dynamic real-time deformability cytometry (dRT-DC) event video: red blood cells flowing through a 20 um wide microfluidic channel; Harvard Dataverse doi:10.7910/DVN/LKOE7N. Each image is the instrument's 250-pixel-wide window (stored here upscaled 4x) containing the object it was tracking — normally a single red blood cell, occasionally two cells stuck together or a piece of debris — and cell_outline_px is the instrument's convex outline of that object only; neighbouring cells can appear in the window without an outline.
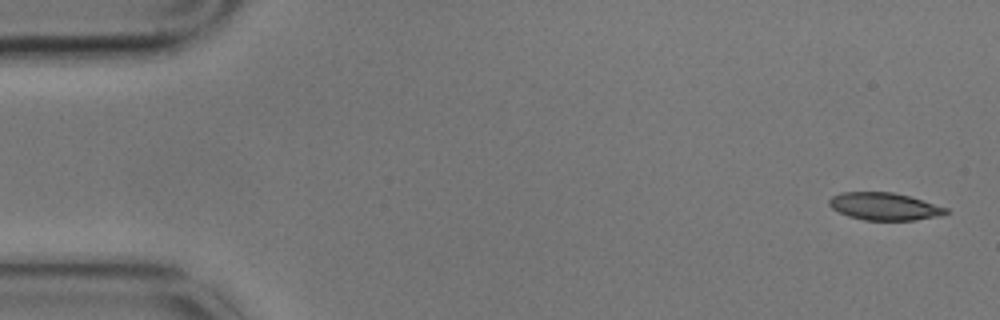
{"species": "common noctule bat (a hibernating species)", "species_latin": "Nyctalus noctula", "temperature_condition": "cold", "stored_images_in_passage": 5, "camera_frame_rate_fps": 3000, "um_per_image_px": 0.085, "animal": {"sex": "male", "body_mass_g": 17.9}, "frame": {"image": 1, "passage_image": 1, "time_ms": 0.0, "image_size_px": [1000, 320], "cell_outline_px": [[948, 212], [940, 216], [912, 220], [864, 220], [848, 216], [832, 208], [828, 204], [828, 200], [832, 196], [840, 192], [892, 192], [908, 196], [948, 208]], "centroid_in_image_um": [75.14, 17.54], "position_along_channel_um": 9.9, "area_um2": 18.55}}
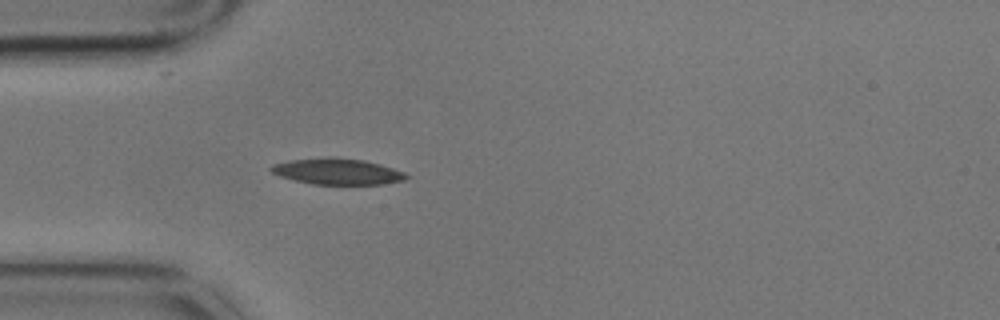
{"frame": {"image": 2, "passage_image": 5, "time_ms": 1.333, "image_size_px": [1000, 320], "cell_outline_px": [[412, 176], [404, 180], [384, 184], [312, 184], [280, 176], [272, 172], [268, 168], [272, 164], [288, 160], [324, 156], [336, 156], [364, 160], [380, 164], [404, 172]], "centroid_in_image_um": [28.67, 14.55], "position_along_channel_um": 56.3, "area_um2": 20.87}}